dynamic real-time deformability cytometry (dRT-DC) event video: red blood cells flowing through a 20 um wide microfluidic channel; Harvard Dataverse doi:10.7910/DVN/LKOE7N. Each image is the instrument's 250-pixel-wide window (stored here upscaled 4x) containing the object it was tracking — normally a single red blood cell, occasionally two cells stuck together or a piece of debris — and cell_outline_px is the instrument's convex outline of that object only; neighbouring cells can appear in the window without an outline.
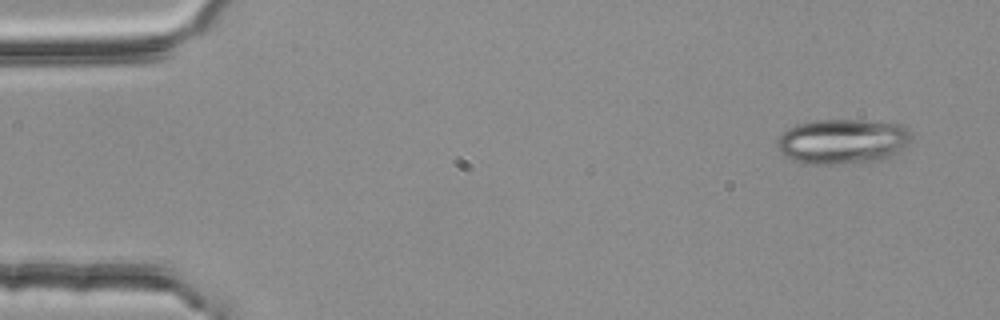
{"species": "common noctule bat (a hibernating species)", "species_latin": "Nyctalus noctula", "temperature_condition": "room temperature", "stored_images_in_passage": 3, "camera_frame_rate_fps": 3000, "um_per_image_px": 0.085, "animal": {"sex": "female", "body_mass_g": 25.1}, "frame": {"image": 1, "passage_image": 1, "time_ms": 0.0, "image_size_px": [1000, 320], "cell_outline_px": [[912, 136], [908, 144], [892, 156], [880, 160], [840, 164], [812, 164], [796, 160], [784, 156], [780, 152], [776, 144], [776, 140], [788, 128], [796, 124], [816, 120], [860, 120], [904, 124], [912, 132]], "centroid_in_image_um": [71.65, 12.01], "position_along_channel_um": 13.4, "area_um2": 35.37}}